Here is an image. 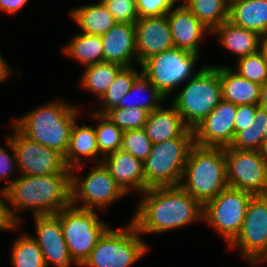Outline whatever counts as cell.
Segmentation results:
<instances>
[{
    "instance_id": "1",
    "label": "cell",
    "mask_w": 267,
    "mask_h": 267,
    "mask_svg": "<svg viewBox=\"0 0 267 267\" xmlns=\"http://www.w3.org/2000/svg\"><path fill=\"white\" fill-rule=\"evenodd\" d=\"M130 221L141 235L165 233L203 221V205L180 186L148 188Z\"/></svg>"
},
{
    "instance_id": "2",
    "label": "cell",
    "mask_w": 267,
    "mask_h": 267,
    "mask_svg": "<svg viewBox=\"0 0 267 267\" xmlns=\"http://www.w3.org/2000/svg\"><path fill=\"white\" fill-rule=\"evenodd\" d=\"M8 211L16 225L19 212L30 209L33 216L50 215L71 205V173L17 175L7 187Z\"/></svg>"
},
{
    "instance_id": "3",
    "label": "cell",
    "mask_w": 267,
    "mask_h": 267,
    "mask_svg": "<svg viewBox=\"0 0 267 267\" xmlns=\"http://www.w3.org/2000/svg\"><path fill=\"white\" fill-rule=\"evenodd\" d=\"M80 107L63 99L52 100L14 119L12 124L30 140L65 156L72 126L81 114Z\"/></svg>"
},
{
    "instance_id": "4",
    "label": "cell",
    "mask_w": 267,
    "mask_h": 267,
    "mask_svg": "<svg viewBox=\"0 0 267 267\" xmlns=\"http://www.w3.org/2000/svg\"><path fill=\"white\" fill-rule=\"evenodd\" d=\"M202 205L228 187L223 147L193 145L179 185Z\"/></svg>"
},
{
    "instance_id": "5",
    "label": "cell",
    "mask_w": 267,
    "mask_h": 267,
    "mask_svg": "<svg viewBox=\"0 0 267 267\" xmlns=\"http://www.w3.org/2000/svg\"><path fill=\"white\" fill-rule=\"evenodd\" d=\"M181 89L170 103L180 114L183 123L194 129L222 100L219 66H203Z\"/></svg>"
},
{
    "instance_id": "6",
    "label": "cell",
    "mask_w": 267,
    "mask_h": 267,
    "mask_svg": "<svg viewBox=\"0 0 267 267\" xmlns=\"http://www.w3.org/2000/svg\"><path fill=\"white\" fill-rule=\"evenodd\" d=\"M194 145L193 129L179 137L153 144L143 162L145 190L153 187L179 186L190 148Z\"/></svg>"
},
{
    "instance_id": "7",
    "label": "cell",
    "mask_w": 267,
    "mask_h": 267,
    "mask_svg": "<svg viewBox=\"0 0 267 267\" xmlns=\"http://www.w3.org/2000/svg\"><path fill=\"white\" fill-rule=\"evenodd\" d=\"M141 237L131 221L117 229L109 227L81 267H132L149 251Z\"/></svg>"
},
{
    "instance_id": "8",
    "label": "cell",
    "mask_w": 267,
    "mask_h": 267,
    "mask_svg": "<svg viewBox=\"0 0 267 267\" xmlns=\"http://www.w3.org/2000/svg\"><path fill=\"white\" fill-rule=\"evenodd\" d=\"M199 58V54L173 47L148 58L140 67L142 74L167 99L203 68L197 72L194 69Z\"/></svg>"
},
{
    "instance_id": "9",
    "label": "cell",
    "mask_w": 267,
    "mask_h": 267,
    "mask_svg": "<svg viewBox=\"0 0 267 267\" xmlns=\"http://www.w3.org/2000/svg\"><path fill=\"white\" fill-rule=\"evenodd\" d=\"M55 215L60 220L71 259L77 266H82L109 224L100 220L97 210L73 205L63 208Z\"/></svg>"
},
{
    "instance_id": "10",
    "label": "cell",
    "mask_w": 267,
    "mask_h": 267,
    "mask_svg": "<svg viewBox=\"0 0 267 267\" xmlns=\"http://www.w3.org/2000/svg\"><path fill=\"white\" fill-rule=\"evenodd\" d=\"M93 165L84 178L78 174L83 168L82 165L71 169V205L88 210L106 211L110 208L109 205H113L127 194L116 183L103 162Z\"/></svg>"
},
{
    "instance_id": "11",
    "label": "cell",
    "mask_w": 267,
    "mask_h": 267,
    "mask_svg": "<svg viewBox=\"0 0 267 267\" xmlns=\"http://www.w3.org/2000/svg\"><path fill=\"white\" fill-rule=\"evenodd\" d=\"M252 193L227 187L203 205V222L223 237L227 246L239 234Z\"/></svg>"
},
{
    "instance_id": "12",
    "label": "cell",
    "mask_w": 267,
    "mask_h": 267,
    "mask_svg": "<svg viewBox=\"0 0 267 267\" xmlns=\"http://www.w3.org/2000/svg\"><path fill=\"white\" fill-rule=\"evenodd\" d=\"M228 246L236 249L251 267L265 255L267 252V194L251 197L241 230Z\"/></svg>"
},
{
    "instance_id": "13",
    "label": "cell",
    "mask_w": 267,
    "mask_h": 267,
    "mask_svg": "<svg viewBox=\"0 0 267 267\" xmlns=\"http://www.w3.org/2000/svg\"><path fill=\"white\" fill-rule=\"evenodd\" d=\"M10 127L13 132L6 137L14 147L19 175L39 176L71 173L63 154L30 140L12 123Z\"/></svg>"
},
{
    "instance_id": "14",
    "label": "cell",
    "mask_w": 267,
    "mask_h": 267,
    "mask_svg": "<svg viewBox=\"0 0 267 267\" xmlns=\"http://www.w3.org/2000/svg\"><path fill=\"white\" fill-rule=\"evenodd\" d=\"M228 187L267 194V165L259 151L224 147Z\"/></svg>"
},
{
    "instance_id": "15",
    "label": "cell",
    "mask_w": 267,
    "mask_h": 267,
    "mask_svg": "<svg viewBox=\"0 0 267 267\" xmlns=\"http://www.w3.org/2000/svg\"><path fill=\"white\" fill-rule=\"evenodd\" d=\"M236 110L237 105L222 99L193 129L194 144L202 147L230 146L235 136Z\"/></svg>"
},
{
    "instance_id": "16",
    "label": "cell",
    "mask_w": 267,
    "mask_h": 267,
    "mask_svg": "<svg viewBox=\"0 0 267 267\" xmlns=\"http://www.w3.org/2000/svg\"><path fill=\"white\" fill-rule=\"evenodd\" d=\"M33 219L36 235L31 236L42 251L46 267L76 266L67 248L59 218L50 214L33 216Z\"/></svg>"
},
{
    "instance_id": "17",
    "label": "cell",
    "mask_w": 267,
    "mask_h": 267,
    "mask_svg": "<svg viewBox=\"0 0 267 267\" xmlns=\"http://www.w3.org/2000/svg\"><path fill=\"white\" fill-rule=\"evenodd\" d=\"M137 64L174 46L167 15L139 18L135 23Z\"/></svg>"
},
{
    "instance_id": "18",
    "label": "cell",
    "mask_w": 267,
    "mask_h": 267,
    "mask_svg": "<svg viewBox=\"0 0 267 267\" xmlns=\"http://www.w3.org/2000/svg\"><path fill=\"white\" fill-rule=\"evenodd\" d=\"M167 19L174 46L200 55V42L211 31L181 2L167 14Z\"/></svg>"
},
{
    "instance_id": "19",
    "label": "cell",
    "mask_w": 267,
    "mask_h": 267,
    "mask_svg": "<svg viewBox=\"0 0 267 267\" xmlns=\"http://www.w3.org/2000/svg\"><path fill=\"white\" fill-rule=\"evenodd\" d=\"M103 62L116 63L122 67L134 66L137 61L135 24L116 23L102 36Z\"/></svg>"
},
{
    "instance_id": "20",
    "label": "cell",
    "mask_w": 267,
    "mask_h": 267,
    "mask_svg": "<svg viewBox=\"0 0 267 267\" xmlns=\"http://www.w3.org/2000/svg\"><path fill=\"white\" fill-rule=\"evenodd\" d=\"M110 175L126 194L145 191L143 161L132 154L119 149L102 160Z\"/></svg>"
},
{
    "instance_id": "21",
    "label": "cell",
    "mask_w": 267,
    "mask_h": 267,
    "mask_svg": "<svg viewBox=\"0 0 267 267\" xmlns=\"http://www.w3.org/2000/svg\"><path fill=\"white\" fill-rule=\"evenodd\" d=\"M96 133L94 126H80L77 120L74 122L67 153L64 156L65 163L69 169L80 166L84 161L90 159L93 163L102 162L103 158L99 157ZM84 160V161H83Z\"/></svg>"
},
{
    "instance_id": "22",
    "label": "cell",
    "mask_w": 267,
    "mask_h": 267,
    "mask_svg": "<svg viewBox=\"0 0 267 267\" xmlns=\"http://www.w3.org/2000/svg\"><path fill=\"white\" fill-rule=\"evenodd\" d=\"M169 105V108L162 106L149 113L143 126L147 137L153 144L179 137L188 128L176 108L171 103Z\"/></svg>"
},
{
    "instance_id": "23",
    "label": "cell",
    "mask_w": 267,
    "mask_h": 267,
    "mask_svg": "<svg viewBox=\"0 0 267 267\" xmlns=\"http://www.w3.org/2000/svg\"><path fill=\"white\" fill-rule=\"evenodd\" d=\"M222 99L235 105L259 104L260 85L241 77L229 65H219Z\"/></svg>"
},
{
    "instance_id": "24",
    "label": "cell",
    "mask_w": 267,
    "mask_h": 267,
    "mask_svg": "<svg viewBox=\"0 0 267 267\" xmlns=\"http://www.w3.org/2000/svg\"><path fill=\"white\" fill-rule=\"evenodd\" d=\"M219 43L238 58L258 52L260 35L252 30L234 25L229 20L218 26L213 32Z\"/></svg>"
},
{
    "instance_id": "25",
    "label": "cell",
    "mask_w": 267,
    "mask_h": 267,
    "mask_svg": "<svg viewBox=\"0 0 267 267\" xmlns=\"http://www.w3.org/2000/svg\"><path fill=\"white\" fill-rule=\"evenodd\" d=\"M234 25L267 34V0H238L229 7V19Z\"/></svg>"
},
{
    "instance_id": "26",
    "label": "cell",
    "mask_w": 267,
    "mask_h": 267,
    "mask_svg": "<svg viewBox=\"0 0 267 267\" xmlns=\"http://www.w3.org/2000/svg\"><path fill=\"white\" fill-rule=\"evenodd\" d=\"M69 17L79 26L82 33L102 36L117 22L103 2L84 4L69 11Z\"/></svg>"
},
{
    "instance_id": "27",
    "label": "cell",
    "mask_w": 267,
    "mask_h": 267,
    "mask_svg": "<svg viewBox=\"0 0 267 267\" xmlns=\"http://www.w3.org/2000/svg\"><path fill=\"white\" fill-rule=\"evenodd\" d=\"M61 51L83 68L103 62V42L99 35L78 32Z\"/></svg>"
},
{
    "instance_id": "28",
    "label": "cell",
    "mask_w": 267,
    "mask_h": 267,
    "mask_svg": "<svg viewBox=\"0 0 267 267\" xmlns=\"http://www.w3.org/2000/svg\"><path fill=\"white\" fill-rule=\"evenodd\" d=\"M123 67L116 63L101 62L83 68L79 86L99 100Z\"/></svg>"
},
{
    "instance_id": "29",
    "label": "cell",
    "mask_w": 267,
    "mask_h": 267,
    "mask_svg": "<svg viewBox=\"0 0 267 267\" xmlns=\"http://www.w3.org/2000/svg\"><path fill=\"white\" fill-rule=\"evenodd\" d=\"M148 92V96H142L140 101H134V95L138 97L139 93L143 95ZM139 98V97H138ZM146 98V99H145ZM166 98L150 83V81L141 73L133 82L131 89L121 99L117 108H135L139 107L151 113L154 110L161 108L162 103ZM133 100V101H131Z\"/></svg>"
},
{
    "instance_id": "30",
    "label": "cell",
    "mask_w": 267,
    "mask_h": 267,
    "mask_svg": "<svg viewBox=\"0 0 267 267\" xmlns=\"http://www.w3.org/2000/svg\"><path fill=\"white\" fill-rule=\"evenodd\" d=\"M181 3L211 33L229 19V6L224 0H182Z\"/></svg>"
},
{
    "instance_id": "31",
    "label": "cell",
    "mask_w": 267,
    "mask_h": 267,
    "mask_svg": "<svg viewBox=\"0 0 267 267\" xmlns=\"http://www.w3.org/2000/svg\"><path fill=\"white\" fill-rule=\"evenodd\" d=\"M136 68L135 66L123 67L118 72L112 84L99 99V107L101 108L94 112L105 115L108 111L119 106L121 99L131 89L134 80L142 73L138 72Z\"/></svg>"
},
{
    "instance_id": "32",
    "label": "cell",
    "mask_w": 267,
    "mask_h": 267,
    "mask_svg": "<svg viewBox=\"0 0 267 267\" xmlns=\"http://www.w3.org/2000/svg\"><path fill=\"white\" fill-rule=\"evenodd\" d=\"M10 250L11 267H46L42 251L31 233L18 236Z\"/></svg>"
},
{
    "instance_id": "33",
    "label": "cell",
    "mask_w": 267,
    "mask_h": 267,
    "mask_svg": "<svg viewBox=\"0 0 267 267\" xmlns=\"http://www.w3.org/2000/svg\"><path fill=\"white\" fill-rule=\"evenodd\" d=\"M267 125V109L259 107L253 121L241 127L229 147L239 150L258 151L264 140V129Z\"/></svg>"
},
{
    "instance_id": "34",
    "label": "cell",
    "mask_w": 267,
    "mask_h": 267,
    "mask_svg": "<svg viewBox=\"0 0 267 267\" xmlns=\"http://www.w3.org/2000/svg\"><path fill=\"white\" fill-rule=\"evenodd\" d=\"M88 117L97 120L99 123L95 126L97 146L99 149L100 157L105 156L121 149L122 147V133L123 131L112 123L105 115L98 114L91 111Z\"/></svg>"
},
{
    "instance_id": "35",
    "label": "cell",
    "mask_w": 267,
    "mask_h": 267,
    "mask_svg": "<svg viewBox=\"0 0 267 267\" xmlns=\"http://www.w3.org/2000/svg\"><path fill=\"white\" fill-rule=\"evenodd\" d=\"M229 67L241 77L260 86L267 81V63L258 52L238 58L236 66Z\"/></svg>"
},
{
    "instance_id": "36",
    "label": "cell",
    "mask_w": 267,
    "mask_h": 267,
    "mask_svg": "<svg viewBox=\"0 0 267 267\" xmlns=\"http://www.w3.org/2000/svg\"><path fill=\"white\" fill-rule=\"evenodd\" d=\"M149 113L139 107L115 108L108 111L105 116L122 131L141 129L147 121Z\"/></svg>"
},
{
    "instance_id": "37",
    "label": "cell",
    "mask_w": 267,
    "mask_h": 267,
    "mask_svg": "<svg viewBox=\"0 0 267 267\" xmlns=\"http://www.w3.org/2000/svg\"><path fill=\"white\" fill-rule=\"evenodd\" d=\"M153 143L143 128L123 131L121 149L132 154L143 162L151 152Z\"/></svg>"
},
{
    "instance_id": "38",
    "label": "cell",
    "mask_w": 267,
    "mask_h": 267,
    "mask_svg": "<svg viewBox=\"0 0 267 267\" xmlns=\"http://www.w3.org/2000/svg\"><path fill=\"white\" fill-rule=\"evenodd\" d=\"M103 3L117 23L135 24L139 19L135 0H104Z\"/></svg>"
},
{
    "instance_id": "39",
    "label": "cell",
    "mask_w": 267,
    "mask_h": 267,
    "mask_svg": "<svg viewBox=\"0 0 267 267\" xmlns=\"http://www.w3.org/2000/svg\"><path fill=\"white\" fill-rule=\"evenodd\" d=\"M181 0H135L139 18L167 15Z\"/></svg>"
},
{
    "instance_id": "40",
    "label": "cell",
    "mask_w": 267,
    "mask_h": 267,
    "mask_svg": "<svg viewBox=\"0 0 267 267\" xmlns=\"http://www.w3.org/2000/svg\"><path fill=\"white\" fill-rule=\"evenodd\" d=\"M5 140L7 143L6 145L10 148L11 153L4 147H2V145H0V180L8 179V181L6 182L7 184L4 185L7 188L15 180L10 179L12 173L14 172L15 174V172H17V174L19 175V171L14 147L7 138H5Z\"/></svg>"
},
{
    "instance_id": "41",
    "label": "cell",
    "mask_w": 267,
    "mask_h": 267,
    "mask_svg": "<svg viewBox=\"0 0 267 267\" xmlns=\"http://www.w3.org/2000/svg\"><path fill=\"white\" fill-rule=\"evenodd\" d=\"M3 187L0 189V231L20 229L21 225H16L9 214L7 188L5 186Z\"/></svg>"
},
{
    "instance_id": "42",
    "label": "cell",
    "mask_w": 267,
    "mask_h": 267,
    "mask_svg": "<svg viewBox=\"0 0 267 267\" xmlns=\"http://www.w3.org/2000/svg\"><path fill=\"white\" fill-rule=\"evenodd\" d=\"M259 104L238 105L234 121L235 134L241 131V127L247 126L253 121Z\"/></svg>"
},
{
    "instance_id": "43",
    "label": "cell",
    "mask_w": 267,
    "mask_h": 267,
    "mask_svg": "<svg viewBox=\"0 0 267 267\" xmlns=\"http://www.w3.org/2000/svg\"><path fill=\"white\" fill-rule=\"evenodd\" d=\"M29 0H0V11L10 15L19 12Z\"/></svg>"
},
{
    "instance_id": "44",
    "label": "cell",
    "mask_w": 267,
    "mask_h": 267,
    "mask_svg": "<svg viewBox=\"0 0 267 267\" xmlns=\"http://www.w3.org/2000/svg\"><path fill=\"white\" fill-rule=\"evenodd\" d=\"M13 68L8 64L0 53V83L7 81L13 75Z\"/></svg>"
},
{
    "instance_id": "45",
    "label": "cell",
    "mask_w": 267,
    "mask_h": 267,
    "mask_svg": "<svg viewBox=\"0 0 267 267\" xmlns=\"http://www.w3.org/2000/svg\"><path fill=\"white\" fill-rule=\"evenodd\" d=\"M258 53L267 63V34L261 35L258 42Z\"/></svg>"
},
{
    "instance_id": "46",
    "label": "cell",
    "mask_w": 267,
    "mask_h": 267,
    "mask_svg": "<svg viewBox=\"0 0 267 267\" xmlns=\"http://www.w3.org/2000/svg\"><path fill=\"white\" fill-rule=\"evenodd\" d=\"M259 106L267 109V81L260 86V102Z\"/></svg>"
},
{
    "instance_id": "47",
    "label": "cell",
    "mask_w": 267,
    "mask_h": 267,
    "mask_svg": "<svg viewBox=\"0 0 267 267\" xmlns=\"http://www.w3.org/2000/svg\"><path fill=\"white\" fill-rule=\"evenodd\" d=\"M258 151L260 153V156L262 157V159L267 165V139H264L262 141L261 147Z\"/></svg>"
},
{
    "instance_id": "48",
    "label": "cell",
    "mask_w": 267,
    "mask_h": 267,
    "mask_svg": "<svg viewBox=\"0 0 267 267\" xmlns=\"http://www.w3.org/2000/svg\"><path fill=\"white\" fill-rule=\"evenodd\" d=\"M264 264L265 263V265L267 264V252L265 253V255L253 266V267H257V264Z\"/></svg>"
},
{
    "instance_id": "49",
    "label": "cell",
    "mask_w": 267,
    "mask_h": 267,
    "mask_svg": "<svg viewBox=\"0 0 267 267\" xmlns=\"http://www.w3.org/2000/svg\"><path fill=\"white\" fill-rule=\"evenodd\" d=\"M238 0H224V2L230 7L233 3L237 2Z\"/></svg>"
},
{
    "instance_id": "50",
    "label": "cell",
    "mask_w": 267,
    "mask_h": 267,
    "mask_svg": "<svg viewBox=\"0 0 267 267\" xmlns=\"http://www.w3.org/2000/svg\"><path fill=\"white\" fill-rule=\"evenodd\" d=\"M264 139H267V125L265 126V129H264Z\"/></svg>"
}]
</instances>
